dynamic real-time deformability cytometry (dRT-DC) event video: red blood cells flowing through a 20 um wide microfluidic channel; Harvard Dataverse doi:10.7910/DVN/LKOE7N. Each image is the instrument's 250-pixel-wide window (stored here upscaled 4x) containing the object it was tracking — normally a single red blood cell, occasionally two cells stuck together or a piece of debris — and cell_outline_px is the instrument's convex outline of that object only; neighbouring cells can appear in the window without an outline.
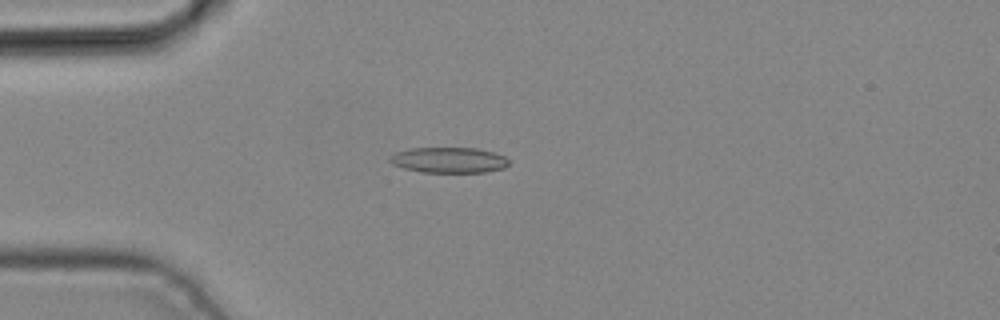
{"species": "common noctule bat (a hibernating species)", "species_latin": "Nyctalus noctula", "temperature_condition": "cold", "stored_images_in_passage": 4, "camera_frame_rate_fps": 3000, "um_per_image_px": 0.085, "animal": {"sex": "male", "body_mass_g": 19.2, "forearm_length_mm": 51.8}, "frame": {"image": 1, "passage_image": 4, "time_ms": 1.0, "image_size_px": [1000, 320], "cell_outline_px": [[508, 164], [504, 168], [484, 172], [420, 172], [404, 168], [392, 164], [388, 160], [396, 152], [412, 148], [476, 148], [492, 152], [504, 156], [508, 160]], "centroid_in_image_um": [38.14, 13.61], "position_along_channel_um": 46.9, "area_um2": 17.57}}